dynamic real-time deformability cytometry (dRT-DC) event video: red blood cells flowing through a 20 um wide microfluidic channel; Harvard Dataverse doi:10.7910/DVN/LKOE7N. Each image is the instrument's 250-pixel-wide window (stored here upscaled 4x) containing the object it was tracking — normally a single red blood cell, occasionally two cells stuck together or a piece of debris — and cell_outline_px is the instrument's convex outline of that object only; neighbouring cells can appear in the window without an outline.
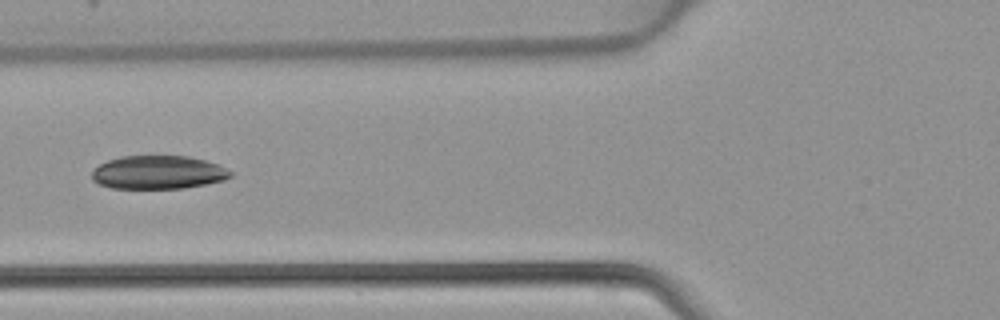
{"species": "common noctule bat (a hibernating species)", "species_latin": "Nyctalus noctula", "temperature_condition": "warm", "stored_images_in_passage": 4, "camera_frame_rate_fps": 3000, "um_per_image_px": 0.085, "animal": {"sex": "female", "body_mass_g": 22.7, "forearm_length_mm": 54.2}, "frame": {"image": 1, "passage_image": 4, "time_ms": 1.0, "image_size_px": [1000, 320], "cell_outline_px": [[232, 176], [224, 180], [184, 188], [112, 188], [96, 184], [92, 180], [92, 172], [100, 164], [108, 160], [120, 156], [188, 156], [204, 160], [216, 164], [232, 172]], "centroid_in_image_um": [13.41, 14.65], "position_along_channel_um": 112.4, "area_um2": 26.88}}